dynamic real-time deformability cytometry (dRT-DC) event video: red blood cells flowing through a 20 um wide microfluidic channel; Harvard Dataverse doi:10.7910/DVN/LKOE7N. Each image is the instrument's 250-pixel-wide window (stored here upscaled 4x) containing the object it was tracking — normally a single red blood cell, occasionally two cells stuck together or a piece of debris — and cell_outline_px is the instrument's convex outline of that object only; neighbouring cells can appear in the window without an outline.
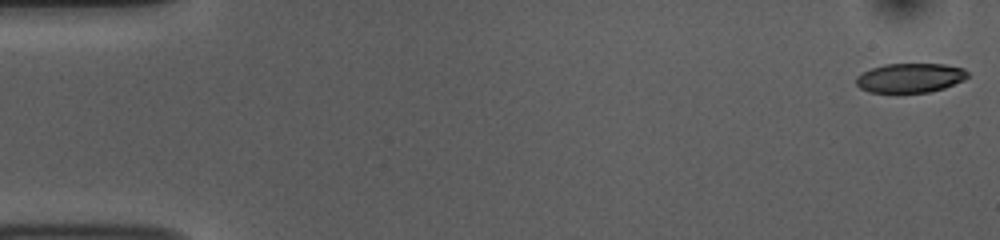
{"species": "common noctule bat (a hibernating species)", "species_latin": "Nyctalus noctula", "temperature_condition": "room temperature", "stored_images_in_passage": 53, "camera_frame_rate_fps": 3000, "um_per_image_px": 0.085, "animal": {"sex": "female", "body_mass_g": 10.0, "forearm_length_mm": 53.1}, "frame": {"image": 1, "passage_image": 1, "time_ms": 0.0, "image_size_px": [1000, 240], "cell_outline_px": [[968, 76], [964, 80], [944, 88], [928, 92], [868, 92], [860, 88], [856, 84], [856, 76], [860, 72], [884, 64], [944, 64], [964, 68], [968, 72]], "centroid_in_image_um": [77.34, 6.61], "position_along_channel_um": 7.7, "area_um2": 19.13}}
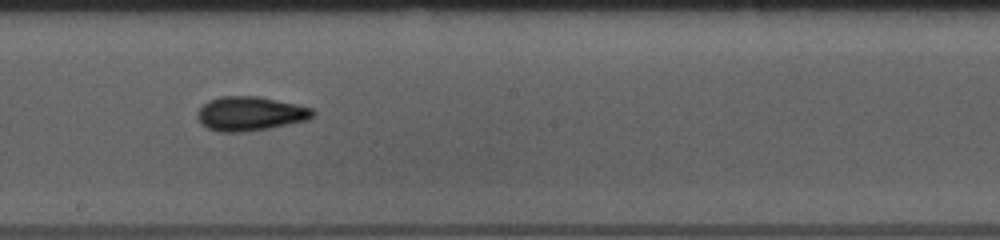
{"frame": {"image": 2, "passage_image": 29, "time_ms": 9.333, "image_size_px": [1000, 240], "cell_outline_px": [[316, 112], [308, 120], [268, 128], [244, 132], [220, 132], [208, 128], [200, 124], [196, 116], [196, 112], [208, 100], [220, 96], [256, 96], [296, 104], [312, 108]], "centroid_in_image_um": [21.23, 9.66], "position_along_channel_um": 227.0, "area_um2": 23.0}}
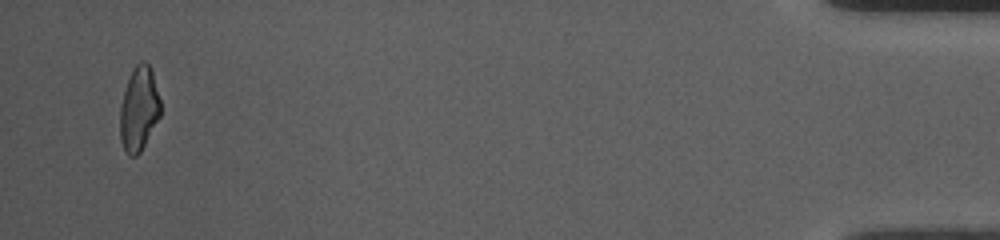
{"frame": {"image": 3, "passage_image": 51, "time_ms": 16.667, "image_size_px": [1000, 240], "cell_outline_px": [[160, 116], [140, 152], [136, 156], [128, 156], [124, 152], [120, 140], [120, 104], [128, 76], [132, 68], [140, 60], [144, 60], [148, 64], [152, 72], [160, 100]], "centroid_in_image_um": [11.78, 9.25], "position_along_channel_um": 423.4, "area_um2": 20.06}, "authors_computed_cell_mechanics": {"area_um2": 21.097, "velocity_mm_per_s": 3.7935, "shape_relaxation_time_tau1_ms": 4.3907, "shape_relaxation_time_tau2_ms": 2.3019, "deformation_change_tau1": 0.1402, "deformation_change_tau2": 0.094}}